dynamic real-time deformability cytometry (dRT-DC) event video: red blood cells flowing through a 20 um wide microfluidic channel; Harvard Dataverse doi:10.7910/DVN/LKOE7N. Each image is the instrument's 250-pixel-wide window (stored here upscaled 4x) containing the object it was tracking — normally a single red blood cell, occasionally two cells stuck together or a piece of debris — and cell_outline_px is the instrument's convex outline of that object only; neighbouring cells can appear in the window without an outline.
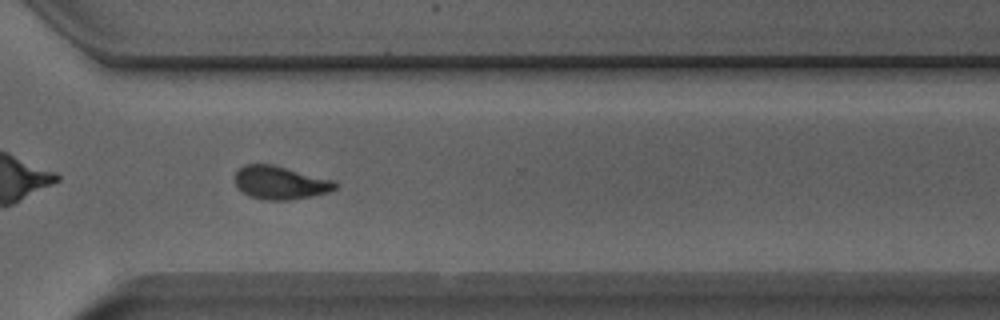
{"species": "Egyptian fruit bat (a non-hibernating species)", "species_latin": "Rousettus aegyptiacus", "temperature_condition": "room temperature", "stored_images_in_passage": 50, "camera_frame_rate_fps": 3000, "um_per_image_px": 0.085, "animal": {"sex": "male"}, "frame": {"image": 1, "passage_image": 36, "time_ms": 11.667, "image_size_px": [1000, 320], "cell_outline_px": [[340, 184], [336, 188], [328, 192], [312, 196], [288, 200], [264, 200], [248, 196], [236, 184], [236, 172], [244, 164], [272, 164], [336, 180]], "centroid_in_image_um": [23.88, 15.52], "position_along_channel_um": 346.7, "area_um2": 19.48}}
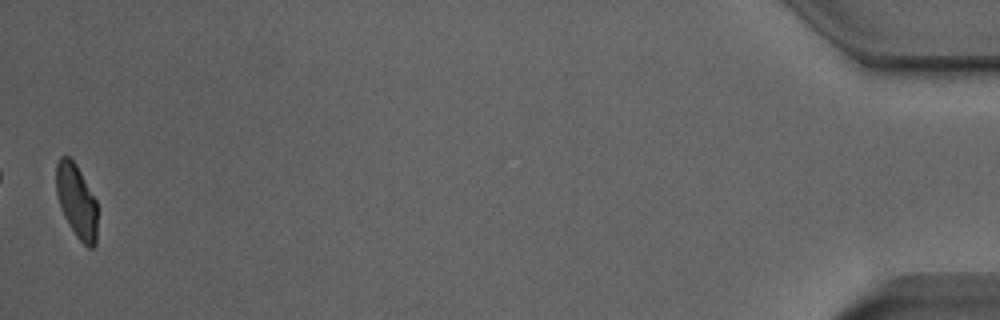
{"frame": {"image": 2, "passage_image": 50, "time_ms": 16.333, "image_size_px": [1000, 320], "cell_outline_px": [[96, 244], [92, 248], [88, 248], [76, 236], [64, 216], [60, 208], [56, 192], [56, 164], [60, 156], [68, 156], [76, 164], [96, 200]], "centroid_in_image_um": [6.49, 17.08], "position_along_channel_um": 428.7, "area_um2": 17.57}, "authors_computed_cell_mechanics": {"area_um2": 19.4208, "velocity_mm_per_s": 3.9242, "shape_relaxation_time_tau1_ms": 6.9231, "shape_relaxation_time_tau2_ms": 1.3622, "deformation_change_tau1": 0.2065, "deformation_change_tau2": 0.0838}}